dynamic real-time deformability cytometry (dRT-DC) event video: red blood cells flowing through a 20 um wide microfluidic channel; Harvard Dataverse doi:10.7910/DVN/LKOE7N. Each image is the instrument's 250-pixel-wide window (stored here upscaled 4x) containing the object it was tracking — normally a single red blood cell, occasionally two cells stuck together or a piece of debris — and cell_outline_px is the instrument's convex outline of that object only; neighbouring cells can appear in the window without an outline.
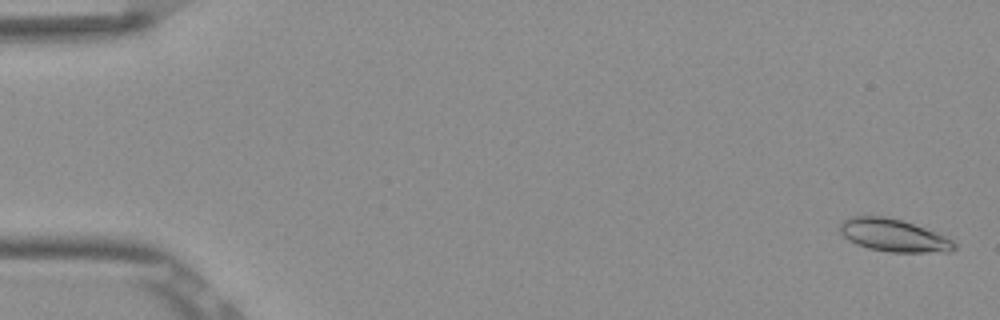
{"species": "Egyptian fruit bat (a non-hibernating species)", "species_latin": "Rousettus aegyptiacus", "temperature_condition": "room temperature", "stored_images_in_passage": 53, "camera_frame_rate_fps": 3000, "um_per_image_px": 0.085, "frame": {"image": 1, "passage_image": 2, "time_ms": 0.333, "image_size_px": [1000, 320], "cell_outline_px": [[956, 248], [948, 252], [888, 252], [868, 248], [856, 244], [848, 240], [840, 232], [840, 224], [844, 220], [852, 216], [884, 216], [900, 220], [924, 228], [944, 236], [952, 240], [956, 244]], "centroid_in_image_um": [75.93, 20.01], "position_along_channel_um": 9.1, "area_um2": 21.5}}
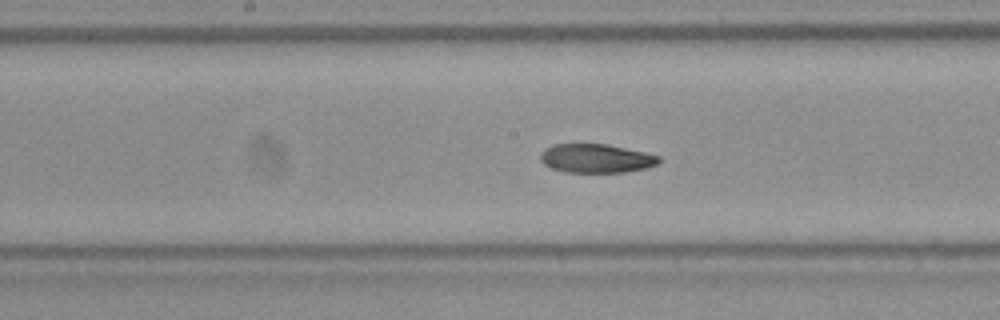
{"frame": {"image": 2, "passage_image": 28, "time_ms": 9.0, "image_size_px": [1000, 320], "cell_outline_px": [[660, 160], [656, 164], [648, 168], [624, 172], [564, 172], [552, 168], [544, 164], [540, 160], [540, 152], [544, 148], [552, 144], [608, 144], [644, 152], [660, 156]], "centroid_in_image_um": [50.64, 13.46], "position_along_channel_um": 197.6, "area_um2": 20.0}}
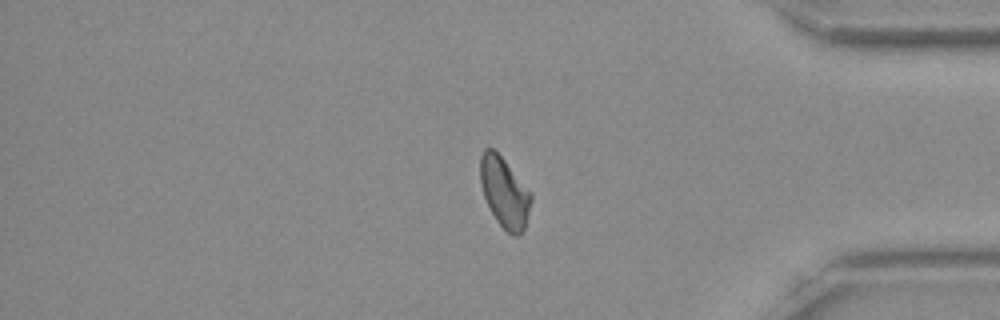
{"frame": {"image": 3, "passage_image": 45, "time_ms": 14.667, "image_size_px": [1000, 320], "cell_outline_px": [[532, 200], [524, 228], [520, 236], [512, 236], [496, 220], [484, 196], [480, 184], [480, 156], [484, 148], [492, 148], [504, 160], [532, 192]], "centroid_in_image_um": [42.88, 16.35], "position_along_channel_um": 392.3, "area_um2": 20.69}, "authors_computed_cell_mechanics": {"area_um2": 20.808, "velocity_mm_per_s": 3.8487, "shape_relaxation_time_tau1_ms": 7.7432, "shape_relaxation_time_tau2_ms": 5.9951, "deformation_change_tau1": 0.1705, "deformation_change_tau2": 0.1063}}